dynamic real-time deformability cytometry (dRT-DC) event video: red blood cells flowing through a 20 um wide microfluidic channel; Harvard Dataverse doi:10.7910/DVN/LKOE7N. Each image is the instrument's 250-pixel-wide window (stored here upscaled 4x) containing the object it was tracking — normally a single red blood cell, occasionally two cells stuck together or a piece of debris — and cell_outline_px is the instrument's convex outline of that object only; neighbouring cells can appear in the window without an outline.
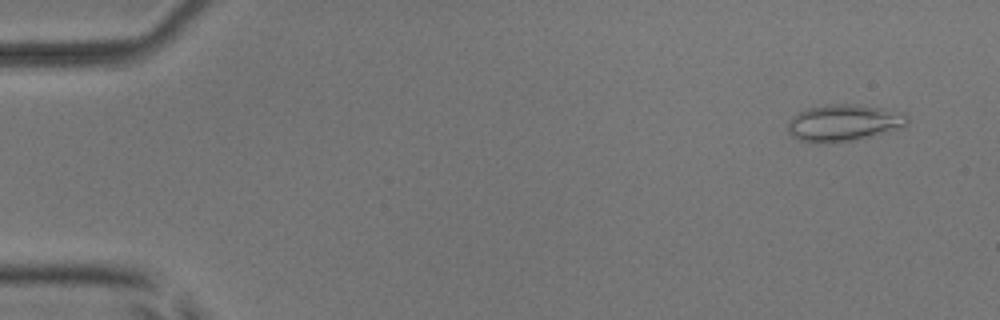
{"species": "common noctule bat (a hibernating species)", "species_latin": "Nyctalus noctula", "temperature_condition": "room temperature", "stored_images_in_passage": 6, "camera_frame_rate_fps": 3000, "um_per_image_px": 0.085, "animal": {"sex": "male", "body_mass_g": 17.9, "forearm_length_mm": 54.2}, "frame": {"image": 1, "passage_image": 2, "time_ms": 1.0, "image_size_px": [1000, 320], "cell_outline_px": [[908, 124], [904, 128], [852, 140], [816, 144], [800, 140], [792, 136], [788, 132], [788, 120], [796, 112], [808, 108], [828, 104], [852, 104], [884, 108], [904, 112], [908, 116]], "centroid_in_image_um": [71.72, 10.43], "position_along_channel_um": 13.3, "area_um2": 25.89}}
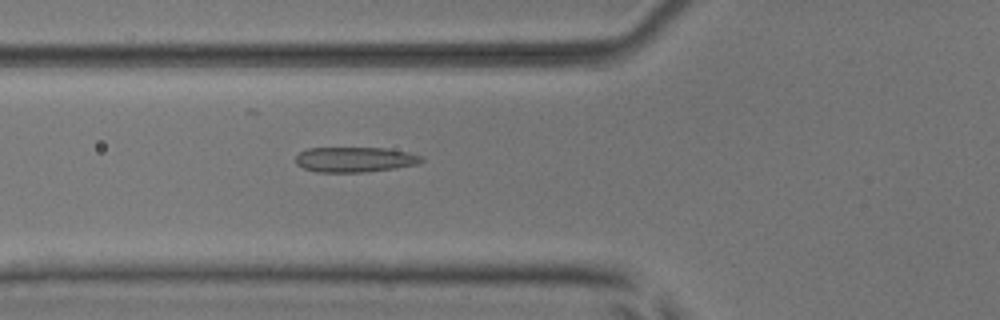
{"frame": {"image": 2, "passage_image": 6, "time_ms": 6.333, "image_size_px": [1000, 320], "cell_outline_px": [[424, 160], [420, 164], [364, 172], [316, 172], [304, 168], [296, 164], [296, 156], [300, 152], [308, 148], [384, 148], [408, 152], [424, 156]], "centroid_in_image_um": [30.18, 13.56], "position_along_channel_um": 95.6, "area_um2": 18.44}}